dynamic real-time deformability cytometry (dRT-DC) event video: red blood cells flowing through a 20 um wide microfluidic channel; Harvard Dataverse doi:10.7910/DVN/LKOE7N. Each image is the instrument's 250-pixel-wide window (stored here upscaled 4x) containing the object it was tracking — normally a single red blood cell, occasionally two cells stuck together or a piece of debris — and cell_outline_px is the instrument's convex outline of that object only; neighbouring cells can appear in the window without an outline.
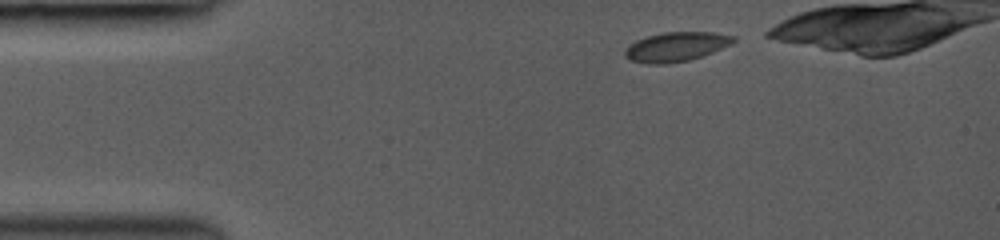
{"species": "common noctule bat (a hibernating species)", "species_latin": "Nyctalus noctula", "temperature_condition": "room temperature", "stored_images_in_passage": 9, "camera_frame_rate_fps": 3000, "um_per_image_px": 0.085, "animal": {"sex": "female", "body_mass_g": 19.0, "forearm_length_mm": 53.3}, "frame": {"image": 1, "passage_image": 1, "time_ms": 0.0, "image_size_px": [1000, 240], "cell_outline_px": [[736, 40], [732, 44], [712, 52], [688, 60], [668, 64], [648, 64], [628, 60], [624, 56], [624, 52], [628, 44], [636, 40], [648, 36], [664, 32], [716, 32], [736, 36]], "centroid_in_image_um": [57.45, 3.97], "position_along_channel_um": 27.5, "area_um2": 18.73}}
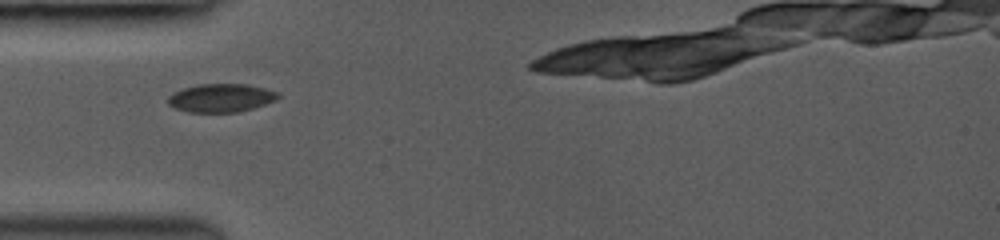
{"frame": {"image": 2, "passage_image": 7, "time_ms": 2.333, "image_size_px": [1000, 240], "cell_outline_px": [[280, 96], [276, 100], [252, 108], [236, 112], [188, 112], [176, 108], [168, 104], [168, 96], [172, 92], [196, 84], [248, 84], [280, 92]], "centroid_in_image_um": [18.78, 8.31], "position_along_channel_um": 66.2, "area_um2": 18.21}}